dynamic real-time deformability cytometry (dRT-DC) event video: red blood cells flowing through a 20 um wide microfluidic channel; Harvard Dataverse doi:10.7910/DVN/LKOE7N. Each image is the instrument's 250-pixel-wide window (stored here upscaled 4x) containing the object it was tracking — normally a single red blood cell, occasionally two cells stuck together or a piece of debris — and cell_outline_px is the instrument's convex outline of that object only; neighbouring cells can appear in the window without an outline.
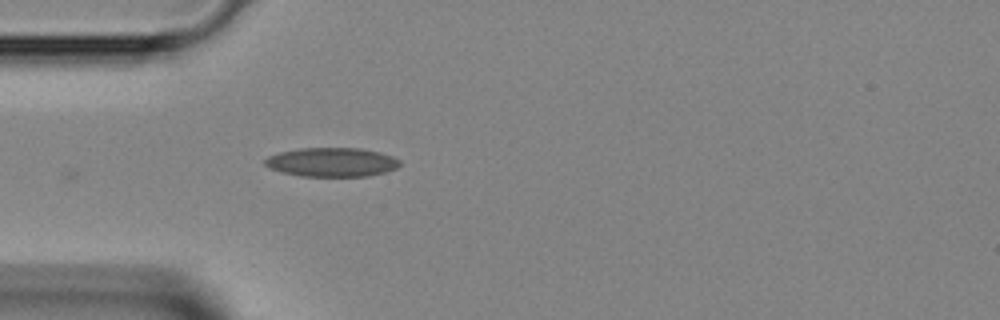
{"species": "Egyptian fruit bat (a non-hibernating species)", "species_latin": "Rousettus aegyptiacus", "temperature_condition": "room temperature", "stored_images_in_passage": 22, "camera_frame_rate_fps": 3000, "um_per_image_px": 0.085, "animal": {"sex": "female"}, "frame": {"image": 1, "passage_image": 1, "time_ms": 0.0, "image_size_px": [1000, 320], "cell_outline_px": [[400, 164], [396, 168], [384, 172], [368, 176], [300, 176], [280, 172], [264, 164], [264, 160], [268, 156], [280, 152], [300, 148], [360, 148], [380, 152], [392, 156], [400, 160]], "centroid_in_image_um": [28.2, 13.78], "position_along_channel_um": 56.8, "area_um2": 22.77}}
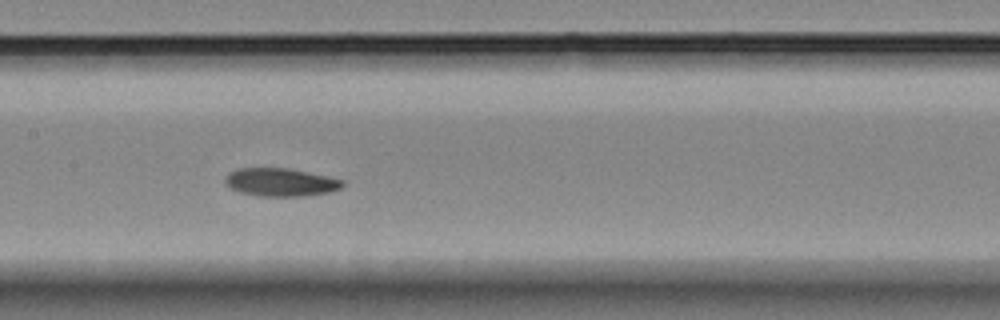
{"frame": {"image": 2, "passage_image": 10, "time_ms": 3.0, "image_size_px": [1000, 320], "cell_outline_px": [[344, 184], [340, 188], [328, 192], [304, 196], [260, 196], [240, 192], [228, 188], [224, 184], [224, 180], [228, 172], [236, 168], [288, 168], [328, 176], [344, 180]], "centroid_in_image_um": [23.8, 15.48], "position_along_channel_um": 183.6, "area_um2": 19.36}}
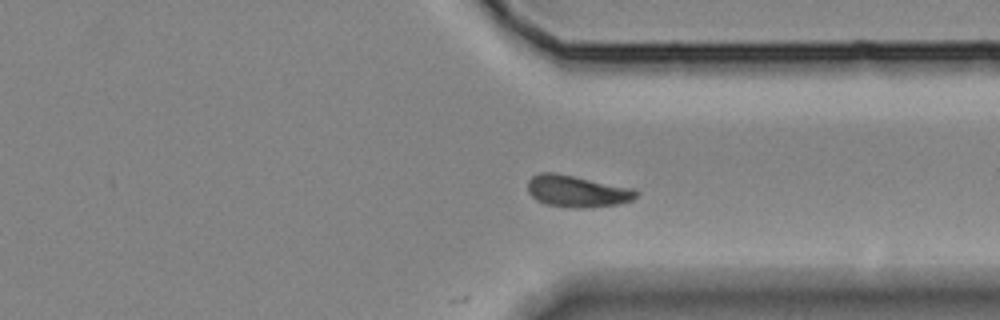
{"frame": {"image": 3, "passage_image": 22, "time_ms": 7.0, "image_size_px": [1000, 320], "cell_outline_px": [[640, 192], [632, 200], [620, 204], [588, 208], [572, 208], [544, 204], [536, 200], [528, 192], [528, 180], [532, 176], [540, 172], [552, 172], [636, 188]], "centroid_in_image_um": [49.07, 16.26], "position_along_channel_um": 362.3, "area_um2": 20.35}}